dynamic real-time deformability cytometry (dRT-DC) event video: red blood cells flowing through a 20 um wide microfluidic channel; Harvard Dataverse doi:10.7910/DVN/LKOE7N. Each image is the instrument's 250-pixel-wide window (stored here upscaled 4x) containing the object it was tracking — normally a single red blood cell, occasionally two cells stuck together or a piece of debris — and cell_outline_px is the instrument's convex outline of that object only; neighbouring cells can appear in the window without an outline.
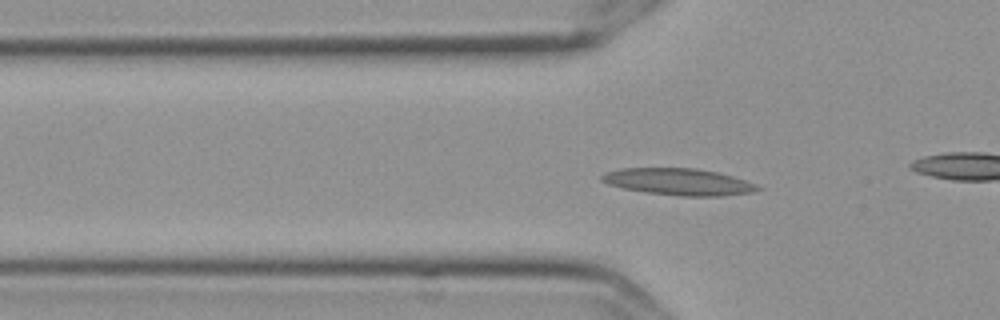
{"species": "Egyptian fruit bat (a non-hibernating species)", "species_latin": "Rousettus aegyptiacus", "temperature_condition": "cold", "stored_images_in_passage": 58, "camera_frame_rate_fps": 3000, "um_per_image_px": 0.085, "frame": {"image": 1, "passage_image": 19, "time_ms": 6.0, "image_size_px": [1000, 320], "cell_outline_px": [[764, 188], [752, 192], [724, 196], [680, 196], [644, 192], [624, 188], [608, 184], [600, 180], [600, 176], [604, 172], [620, 168], [696, 168], [716, 172], [732, 176], [756, 184]], "centroid_in_image_um": [57.66, 15.45], "position_along_channel_um": 68.1, "area_um2": 24.39}}
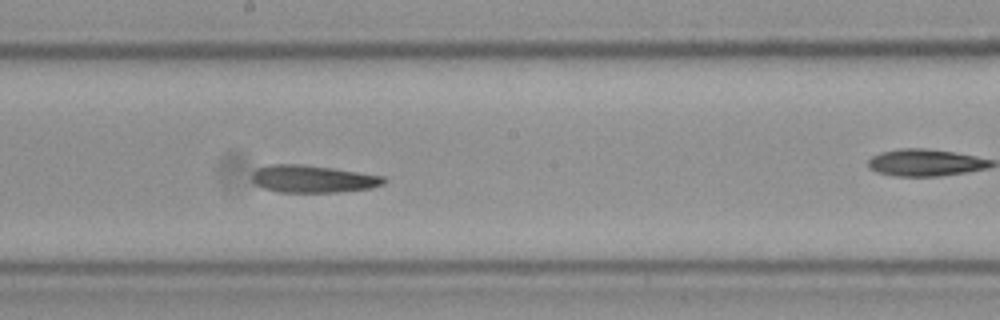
{"frame": {"image": 2, "passage_image": 32, "time_ms": 10.333, "image_size_px": [1000, 320], "cell_outline_px": [[388, 180], [384, 184], [372, 188], [340, 192], [280, 192], [264, 188], [256, 184], [252, 180], [252, 172], [256, 168], [268, 164], [300, 164], [332, 168], [384, 176]], "centroid_in_image_um": [26.6, 15.2], "position_along_channel_um": 221.6, "area_um2": 21.15}}
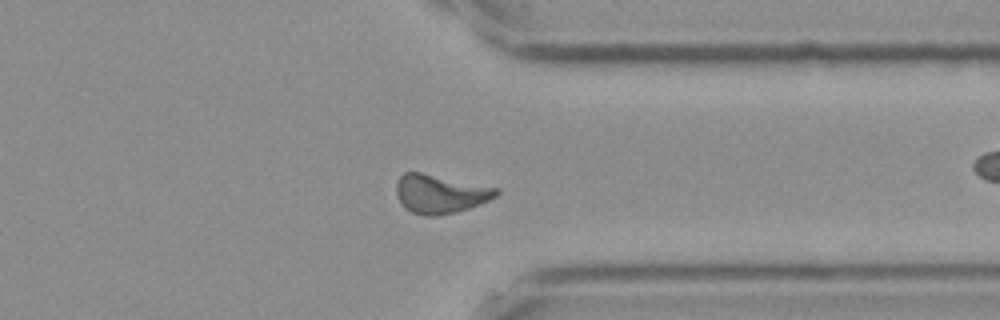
{"frame": {"image": 3, "passage_image": 45, "time_ms": 14.667, "image_size_px": [1000, 320], "cell_outline_px": [[500, 192], [496, 196], [480, 204], [456, 212], [436, 216], [424, 216], [412, 212], [404, 208], [396, 192], [396, 184], [400, 176], [404, 172], [420, 172], [500, 188]], "centroid_in_image_um": [37.42, 16.48], "position_along_channel_um": 374.0, "area_um2": 22.54}, "authors_computed_cell_mechanics": {"area_um2": 21.7039, "velocity_mm_per_s": 3.5519, "shape_relaxation_time_tau1_ms": null, "shape_relaxation_time_tau2_ms": 8.3503, "deformation_change_tau1": null, "deformation_change_tau2": 0.1766}}